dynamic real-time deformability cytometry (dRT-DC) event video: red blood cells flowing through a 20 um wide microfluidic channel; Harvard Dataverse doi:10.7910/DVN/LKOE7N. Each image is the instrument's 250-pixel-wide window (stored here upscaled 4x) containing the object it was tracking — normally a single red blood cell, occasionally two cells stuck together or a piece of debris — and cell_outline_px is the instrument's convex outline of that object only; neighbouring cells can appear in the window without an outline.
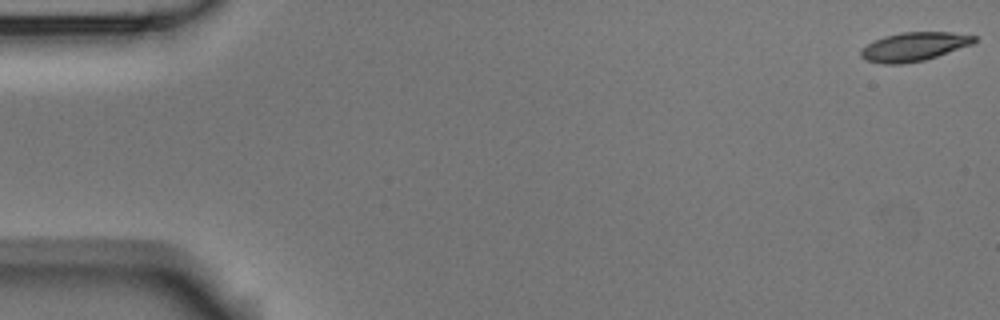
{"species": "Egyptian fruit bat (a non-hibernating species)", "species_latin": "Rousettus aegyptiacus", "temperature_condition": "room temperature", "stored_images_in_passage": 56, "camera_frame_rate_fps": 3000, "um_per_image_px": 0.085, "animal": {"sex": "male"}, "frame": {"image": 1, "passage_image": 1, "time_ms": 0.0, "image_size_px": [1000, 320], "cell_outline_px": [[976, 40], [972, 44], [924, 60], [900, 64], [880, 64], [864, 60], [860, 56], [860, 52], [868, 44], [884, 36], [900, 32], [952, 32], [976, 36]], "centroid_in_image_um": [77.66, 3.97], "position_along_channel_um": 7.3, "area_um2": 18.84}}
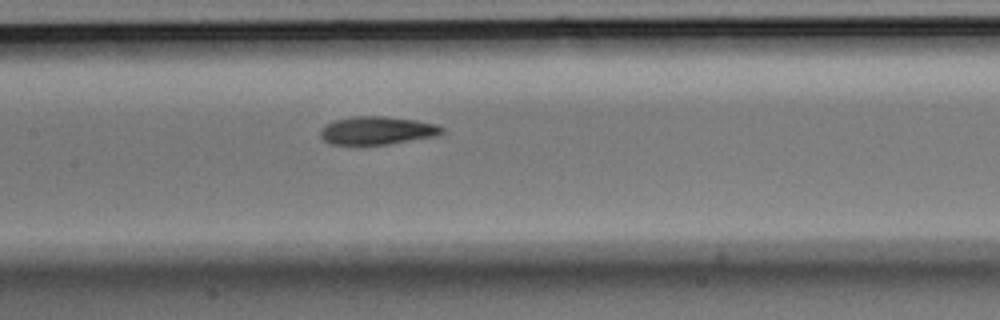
{"frame": {"image": 2, "passage_image": 27, "time_ms": 8.667, "image_size_px": [1000, 320], "cell_outline_px": [[444, 132], [436, 136], [388, 144], [328, 144], [320, 136], [320, 128], [336, 120], [352, 116], [384, 116], [416, 120], [436, 124], [444, 128]], "centroid_in_image_um": [32.06, 11.09], "position_along_channel_um": 175.3, "area_um2": 19.83}}
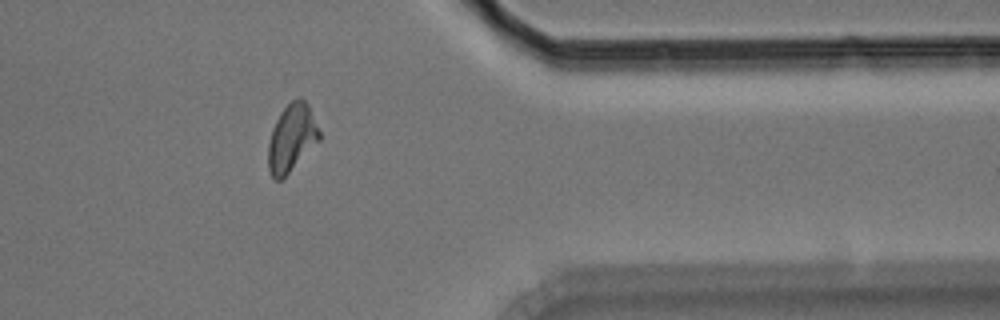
{"frame": {"image": 3, "passage_image": 46, "time_ms": 15.0, "image_size_px": [1000, 320], "cell_outline_px": [[320, 140], [280, 180], [276, 180], [272, 176], [268, 168], [268, 144], [272, 128], [280, 112], [292, 100], [300, 96], [308, 104], [320, 132]], "centroid_in_image_um": [24.78, 11.69], "position_along_channel_um": 386.6, "area_um2": 19.83}, "authors_computed_cell_mechanics": {"area_um2": 19.5364, "velocity_mm_per_s": 3.5765, "shape_relaxation_time_tau1_ms": 4.3782, "shape_relaxation_time_tau2_ms": 2.046, "deformation_change_tau1": 0.1591, "deformation_change_tau2": 0.078}}